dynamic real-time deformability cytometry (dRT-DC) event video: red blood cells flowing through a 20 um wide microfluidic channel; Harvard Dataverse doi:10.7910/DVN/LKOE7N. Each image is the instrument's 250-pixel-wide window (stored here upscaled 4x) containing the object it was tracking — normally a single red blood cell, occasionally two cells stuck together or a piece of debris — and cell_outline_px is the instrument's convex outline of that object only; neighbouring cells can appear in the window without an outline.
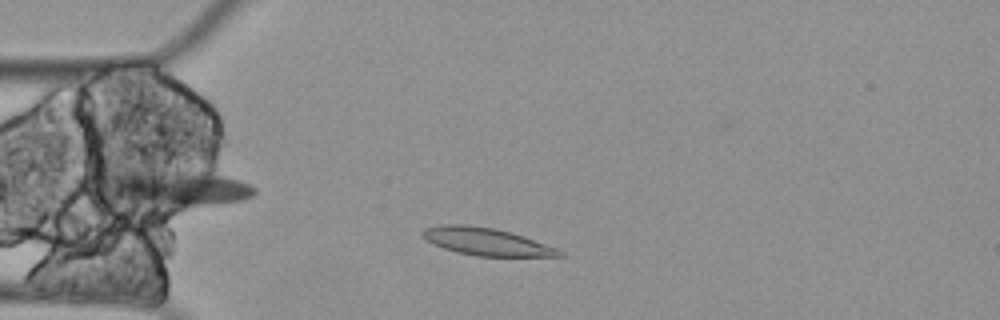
{"species": "Egyptian fruit bat (a non-hibernating species)", "species_latin": "Rousettus aegyptiacus", "temperature_condition": "cold", "stored_images_in_passage": 53, "segment_of_instrument_passage": [1, 3], "camera_frame_rate_fps": 3000, "um_per_image_px": 0.085, "animal": {"sex": "female"}, "frame": {"image": 1, "passage_image": 8, "time_ms": 2.333, "image_size_px": [1000, 320], "cell_outline_px": [[564, 256], [476, 256], [456, 252], [432, 244], [420, 236], [420, 232], [424, 228], [440, 224], [464, 224], [496, 228], [512, 232], [524, 236], [556, 248], [564, 252]], "centroid_in_image_um": [41.28, 20.52], "position_along_channel_um": 43.7, "area_um2": 22.14}}